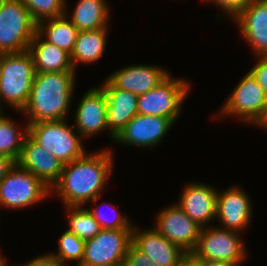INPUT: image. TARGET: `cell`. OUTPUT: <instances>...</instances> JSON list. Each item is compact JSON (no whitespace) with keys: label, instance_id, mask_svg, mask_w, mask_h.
<instances>
[{"label":"cell","instance_id":"obj_32","mask_svg":"<svg viewBox=\"0 0 267 266\" xmlns=\"http://www.w3.org/2000/svg\"><path fill=\"white\" fill-rule=\"evenodd\" d=\"M257 59V63L249 72L267 94V56H259Z\"/></svg>","mask_w":267,"mask_h":266},{"label":"cell","instance_id":"obj_16","mask_svg":"<svg viewBox=\"0 0 267 266\" xmlns=\"http://www.w3.org/2000/svg\"><path fill=\"white\" fill-rule=\"evenodd\" d=\"M233 20L255 55L267 56V0H251Z\"/></svg>","mask_w":267,"mask_h":266},{"label":"cell","instance_id":"obj_15","mask_svg":"<svg viewBox=\"0 0 267 266\" xmlns=\"http://www.w3.org/2000/svg\"><path fill=\"white\" fill-rule=\"evenodd\" d=\"M16 163L39 178L50 189L58 182L64 167L62 162L38 145L29 135L25 137L21 155Z\"/></svg>","mask_w":267,"mask_h":266},{"label":"cell","instance_id":"obj_26","mask_svg":"<svg viewBox=\"0 0 267 266\" xmlns=\"http://www.w3.org/2000/svg\"><path fill=\"white\" fill-rule=\"evenodd\" d=\"M68 217L67 231L84 241L93 238L102 228L93 215L83 206H65Z\"/></svg>","mask_w":267,"mask_h":266},{"label":"cell","instance_id":"obj_9","mask_svg":"<svg viewBox=\"0 0 267 266\" xmlns=\"http://www.w3.org/2000/svg\"><path fill=\"white\" fill-rule=\"evenodd\" d=\"M50 194V188L16 163L0 183V206L23 209L41 202Z\"/></svg>","mask_w":267,"mask_h":266},{"label":"cell","instance_id":"obj_35","mask_svg":"<svg viewBox=\"0 0 267 266\" xmlns=\"http://www.w3.org/2000/svg\"><path fill=\"white\" fill-rule=\"evenodd\" d=\"M175 266H198V262L191 253H186Z\"/></svg>","mask_w":267,"mask_h":266},{"label":"cell","instance_id":"obj_29","mask_svg":"<svg viewBox=\"0 0 267 266\" xmlns=\"http://www.w3.org/2000/svg\"><path fill=\"white\" fill-rule=\"evenodd\" d=\"M98 199L99 198H95L94 200H92L95 205L93 206L92 209L90 208L87 209L93 215V217L95 218V220L98 222V224L101 226L102 229H133L134 225L132 224V222L127 218L126 215H122L120 211L118 213L117 212L118 209H116L115 206L113 205L108 206V207H113L111 208L112 212L116 210L113 213V216H111V218L108 215L106 216L105 213L101 211V208H99L96 204V201Z\"/></svg>","mask_w":267,"mask_h":266},{"label":"cell","instance_id":"obj_24","mask_svg":"<svg viewBox=\"0 0 267 266\" xmlns=\"http://www.w3.org/2000/svg\"><path fill=\"white\" fill-rule=\"evenodd\" d=\"M105 0H79L68 18L79 30L107 28L110 9Z\"/></svg>","mask_w":267,"mask_h":266},{"label":"cell","instance_id":"obj_8","mask_svg":"<svg viewBox=\"0 0 267 266\" xmlns=\"http://www.w3.org/2000/svg\"><path fill=\"white\" fill-rule=\"evenodd\" d=\"M221 107L220 114H217L216 118L233 115L244 123L257 126L267 110V94L248 72Z\"/></svg>","mask_w":267,"mask_h":266},{"label":"cell","instance_id":"obj_34","mask_svg":"<svg viewBox=\"0 0 267 266\" xmlns=\"http://www.w3.org/2000/svg\"><path fill=\"white\" fill-rule=\"evenodd\" d=\"M15 164L16 161L13 158L0 155V183L3 181V179Z\"/></svg>","mask_w":267,"mask_h":266},{"label":"cell","instance_id":"obj_23","mask_svg":"<svg viewBox=\"0 0 267 266\" xmlns=\"http://www.w3.org/2000/svg\"><path fill=\"white\" fill-rule=\"evenodd\" d=\"M68 17L67 13H65L60 17L40 21L37 24V33L46 42L71 54L74 50L79 30L71 23Z\"/></svg>","mask_w":267,"mask_h":266},{"label":"cell","instance_id":"obj_2","mask_svg":"<svg viewBox=\"0 0 267 266\" xmlns=\"http://www.w3.org/2000/svg\"><path fill=\"white\" fill-rule=\"evenodd\" d=\"M75 74V71L35 74L29 101L22 110L28 124L66 120L73 99Z\"/></svg>","mask_w":267,"mask_h":266},{"label":"cell","instance_id":"obj_28","mask_svg":"<svg viewBox=\"0 0 267 266\" xmlns=\"http://www.w3.org/2000/svg\"><path fill=\"white\" fill-rule=\"evenodd\" d=\"M27 7L33 20L40 21L65 15L66 0H21Z\"/></svg>","mask_w":267,"mask_h":266},{"label":"cell","instance_id":"obj_33","mask_svg":"<svg viewBox=\"0 0 267 266\" xmlns=\"http://www.w3.org/2000/svg\"><path fill=\"white\" fill-rule=\"evenodd\" d=\"M16 266V265H15ZM19 266V265H18ZM21 266H67L59 262L55 257L50 253L47 255L37 256L34 259L26 262Z\"/></svg>","mask_w":267,"mask_h":266},{"label":"cell","instance_id":"obj_36","mask_svg":"<svg viewBox=\"0 0 267 266\" xmlns=\"http://www.w3.org/2000/svg\"><path fill=\"white\" fill-rule=\"evenodd\" d=\"M198 266H231L228 263L217 261V260H209V259H197Z\"/></svg>","mask_w":267,"mask_h":266},{"label":"cell","instance_id":"obj_21","mask_svg":"<svg viewBox=\"0 0 267 266\" xmlns=\"http://www.w3.org/2000/svg\"><path fill=\"white\" fill-rule=\"evenodd\" d=\"M29 51L33 56L36 73L75 71L71 54L46 42L38 33L33 37Z\"/></svg>","mask_w":267,"mask_h":266},{"label":"cell","instance_id":"obj_27","mask_svg":"<svg viewBox=\"0 0 267 266\" xmlns=\"http://www.w3.org/2000/svg\"><path fill=\"white\" fill-rule=\"evenodd\" d=\"M57 253H50L59 262L64 265H69L67 261H77L76 266H80L84 256L85 241L77 237L74 233L65 230L59 237Z\"/></svg>","mask_w":267,"mask_h":266},{"label":"cell","instance_id":"obj_17","mask_svg":"<svg viewBox=\"0 0 267 266\" xmlns=\"http://www.w3.org/2000/svg\"><path fill=\"white\" fill-rule=\"evenodd\" d=\"M176 204L199 226L204 228L216 218L217 189L205 183H188Z\"/></svg>","mask_w":267,"mask_h":266},{"label":"cell","instance_id":"obj_37","mask_svg":"<svg viewBox=\"0 0 267 266\" xmlns=\"http://www.w3.org/2000/svg\"><path fill=\"white\" fill-rule=\"evenodd\" d=\"M258 127L260 128H264L265 130H267V110H266V113L263 117V119L260 121V123L257 125Z\"/></svg>","mask_w":267,"mask_h":266},{"label":"cell","instance_id":"obj_30","mask_svg":"<svg viewBox=\"0 0 267 266\" xmlns=\"http://www.w3.org/2000/svg\"><path fill=\"white\" fill-rule=\"evenodd\" d=\"M213 2V4L219 6L226 12L227 15L234 19L249 3L251 0H205Z\"/></svg>","mask_w":267,"mask_h":266},{"label":"cell","instance_id":"obj_6","mask_svg":"<svg viewBox=\"0 0 267 266\" xmlns=\"http://www.w3.org/2000/svg\"><path fill=\"white\" fill-rule=\"evenodd\" d=\"M190 87L187 80L169 74L155 88L138 95V114L165 117L175 123L182 113V103Z\"/></svg>","mask_w":267,"mask_h":266},{"label":"cell","instance_id":"obj_18","mask_svg":"<svg viewBox=\"0 0 267 266\" xmlns=\"http://www.w3.org/2000/svg\"><path fill=\"white\" fill-rule=\"evenodd\" d=\"M132 244L157 266H175L187 252L162 236L155 228L139 231L133 226Z\"/></svg>","mask_w":267,"mask_h":266},{"label":"cell","instance_id":"obj_13","mask_svg":"<svg viewBox=\"0 0 267 266\" xmlns=\"http://www.w3.org/2000/svg\"><path fill=\"white\" fill-rule=\"evenodd\" d=\"M250 196L241 187H229L222 193L217 191L216 219L221 228L244 231L252 219Z\"/></svg>","mask_w":267,"mask_h":266},{"label":"cell","instance_id":"obj_14","mask_svg":"<svg viewBox=\"0 0 267 266\" xmlns=\"http://www.w3.org/2000/svg\"><path fill=\"white\" fill-rule=\"evenodd\" d=\"M74 114V128L82 139L108 129L107 96L104 90L100 86L87 90Z\"/></svg>","mask_w":267,"mask_h":266},{"label":"cell","instance_id":"obj_19","mask_svg":"<svg viewBox=\"0 0 267 266\" xmlns=\"http://www.w3.org/2000/svg\"><path fill=\"white\" fill-rule=\"evenodd\" d=\"M170 73L159 66L135 65L124 66L106 79L116 88L141 95L159 85Z\"/></svg>","mask_w":267,"mask_h":266},{"label":"cell","instance_id":"obj_5","mask_svg":"<svg viewBox=\"0 0 267 266\" xmlns=\"http://www.w3.org/2000/svg\"><path fill=\"white\" fill-rule=\"evenodd\" d=\"M37 23L21 0H0V54L29 50Z\"/></svg>","mask_w":267,"mask_h":266},{"label":"cell","instance_id":"obj_1","mask_svg":"<svg viewBox=\"0 0 267 266\" xmlns=\"http://www.w3.org/2000/svg\"><path fill=\"white\" fill-rule=\"evenodd\" d=\"M113 157L112 151L106 148L96 153H85L65 164L51 194L56 192L64 207L84 206L99 198L111 175Z\"/></svg>","mask_w":267,"mask_h":266},{"label":"cell","instance_id":"obj_11","mask_svg":"<svg viewBox=\"0 0 267 266\" xmlns=\"http://www.w3.org/2000/svg\"><path fill=\"white\" fill-rule=\"evenodd\" d=\"M154 228L187 253L195 249L202 229L177 204L159 211Z\"/></svg>","mask_w":267,"mask_h":266},{"label":"cell","instance_id":"obj_38","mask_svg":"<svg viewBox=\"0 0 267 266\" xmlns=\"http://www.w3.org/2000/svg\"><path fill=\"white\" fill-rule=\"evenodd\" d=\"M0 266H7L5 258L3 257V254L1 251H0Z\"/></svg>","mask_w":267,"mask_h":266},{"label":"cell","instance_id":"obj_22","mask_svg":"<svg viewBox=\"0 0 267 266\" xmlns=\"http://www.w3.org/2000/svg\"><path fill=\"white\" fill-rule=\"evenodd\" d=\"M108 28L79 31L74 50L71 53V61L74 70L77 64H93L98 61L104 53Z\"/></svg>","mask_w":267,"mask_h":266},{"label":"cell","instance_id":"obj_20","mask_svg":"<svg viewBox=\"0 0 267 266\" xmlns=\"http://www.w3.org/2000/svg\"><path fill=\"white\" fill-rule=\"evenodd\" d=\"M107 96V125L110 138H114L138 114V96L114 87L107 79L100 86Z\"/></svg>","mask_w":267,"mask_h":266},{"label":"cell","instance_id":"obj_31","mask_svg":"<svg viewBox=\"0 0 267 266\" xmlns=\"http://www.w3.org/2000/svg\"><path fill=\"white\" fill-rule=\"evenodd\" d=\"M124 264L126 266H157L154 262L150 261L145 253L138 250L132 243L128 248Z\"/></svg>","mask_w":267,"mask_h":266},{"label":"cell","instance_id":"obj_12","mask_svg":"<svg viewBox=\"0 0 267 266\" xmlns=\"http://www.w3.org/2000/svg\"><path fill=\"white\" fill-rule=\"evenodd\" d=\"M173 124L169 118L137 114L114 138V142L139 148L155 147Z\"/></svg>","mask_w":267,"mask_h":266},{"label":"cell","instance_id":"obj_7","mask_svg":"<svg viewBox=\"0 0 267 266\" xmlns=\"http://www.w3.org/2000/svg\"><path fill=\"white\" fill-rule=\"evenodd\" d=\"M240 233L221 227L202 228L191 254L196 259L217 260L240 266L246 259V249Z\"/></svg>","mask_w":267,"mask_h":266},{"label":"cell","instance_id":"obj_25","mask_svg":"<svg viewBox=\"0 0 267 266\" xmlns=\"http://www.w3.org/2000/svg\"><path fill=\"white\" fill-rule=\"evenodd\" d=\"M5 115L0 112V155L13 158L17 162L21 155L25 137L28 135V123L24 124L21 131L18 129L21 127Z\"/></svg>","mask_w":267,"mask_h":266},{"label":"cell","instance_id":"obj_4","mask_svg":"<svg viewBox=\"0 0 267 266\" xmlns=\"http://www.w3.org/2000/svg\"><path fill=\"white\" fill-rule=\"evenodd\" d=\"M63 120L28 124V135L64 165L82 157L86 151L81 135Z\"/></svg>","mask_w":267,"mask_h":266},{"label":"cell","instance_id":"obj_3","mask_svg":"<svg viewBox=\"0 0 267 266\" xmlns=\"http://www.w3.org/2000/svg\"><path fill=\"white\" fill-rule=\"evenodd\" d=\"M35 74L33 56L29 50L0 54V103L2 100L22 112L29 101Z\"/></svg>","mask_w":267,"mask_h":266},{"label":"cell","instance_id":"obj_10","mask_svg":"<svg viewBox=\"0 0 267 266\" xmlns=\"http://www.w3.org/2000/svg\"><path fill=\"white\" fill-rule=\"evenodd\" d=\"M133 229H102L85 241L80 266H117L124 263Z\"/></svg>","mask_w":267,"mask_h":266}]
</instances>
